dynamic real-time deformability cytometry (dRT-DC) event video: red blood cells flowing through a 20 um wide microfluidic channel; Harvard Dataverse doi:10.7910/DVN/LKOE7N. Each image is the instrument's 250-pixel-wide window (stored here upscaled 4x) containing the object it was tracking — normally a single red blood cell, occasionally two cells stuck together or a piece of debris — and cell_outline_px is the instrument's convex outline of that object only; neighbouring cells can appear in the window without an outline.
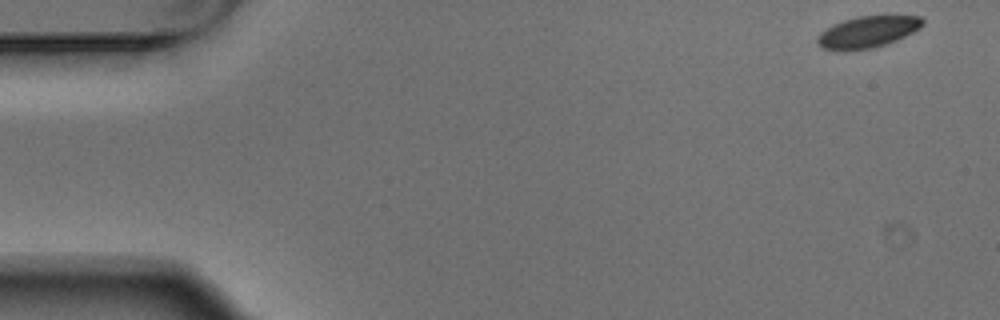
{"species": "Egyptian fruit bat (a non-hibernating species)", "species_latin": "Rousettus aegyptiacus", "temperature_condition": "warm", "stored_images_in_passage": 4, "camera_frame_rate_fps": 3000, "um_per_image_px": 0.085, "animal": {"sex": "male"}, "frame": {"image": 1, "passage_image": 1, "time_ms": 0.0, "image_size_px": [1000, 320], "cell_outline_px": [[924, 24], [920, 28], [896, 40], [872, 48], [824, 48], [816, 44], [816, 40], [820, 32], [844, 20], [856, 16], [920, 16], [924, 20]], "centroid_in_image_um": [73.79, 2.67], "position_along_channel_um": 11.2, "area_um2": 18.55}}
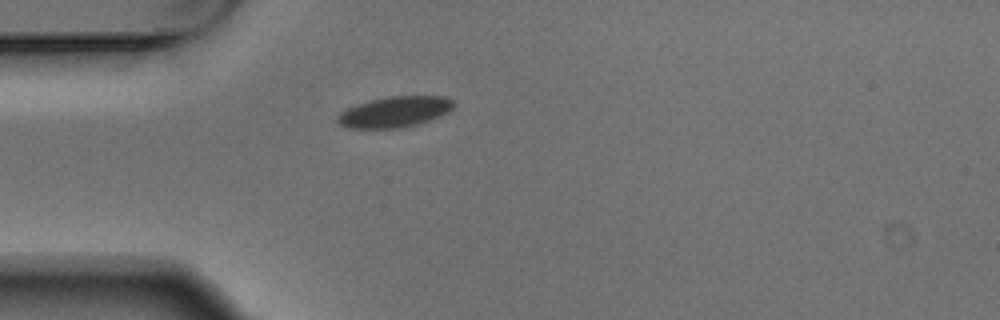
{"frame": {"image": 2, "passage_image": 4, "time_ms": 1.0, "image_size_px": [1000, 320], "cell_outline_px": [[456, 104], [448, 112], [440, 116], [416, 124], [396, 128], [348, 128], [340, 124], [336, 120], [336, 116], [340, 112], [348, 108], [372, 100], [388, 96], [444, 96], [452, 100]], "centroid_in_image_um": [33.55, 9.5], "position_along_channel_um": 51.4, "area_um2": 20.58}}